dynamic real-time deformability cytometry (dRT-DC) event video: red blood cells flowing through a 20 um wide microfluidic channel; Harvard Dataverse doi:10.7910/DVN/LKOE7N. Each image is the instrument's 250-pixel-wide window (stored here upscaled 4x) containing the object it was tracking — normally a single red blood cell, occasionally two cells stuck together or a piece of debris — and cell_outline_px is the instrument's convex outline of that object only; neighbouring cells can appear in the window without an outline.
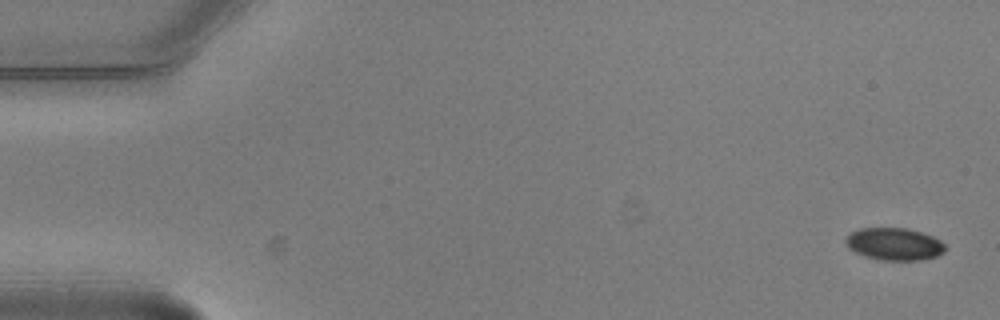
{"species": "common noctule bat (a hibernating species)", "species_latin": "Nyctalus noctula", "temperature_condition": "warm", "stored_images_in_passage": 6, "camera_frame_rate_fps": 3000, "um_per_image_px": 0.085, "animal": {"sex": "male", "body_mass_g": 20.5, "forearm_length_mm": 52.5}, "frame": {"image": 1, "passage_image": 1, "time_ms": 0.0, "image_size_px": [1000, 320], "cell_outline_px": [[944, 252], [936, 256], [920, 260], [880, 260], [864, 256], [848, 248], [844, 240], [852, 232], [860, 228], [908, 228], [932, 236], [940, 240], [944, 244]], "centroid_in_image_um": [76.0, 20.74], "position_along_channel_um": 9.0, "area_um2": 18.67}}
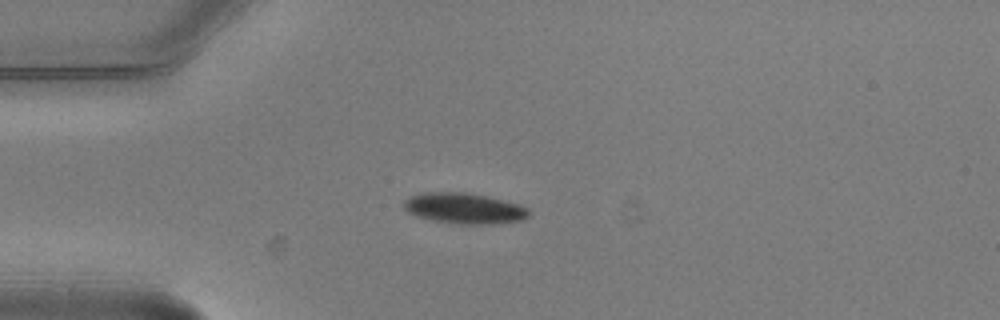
{"frame": {"image": 2, "passage_image": 5, "time_ms": 1.333, "image_size_px": [1000, 320], "cell_outline_px": [[528, 216], [524, 220], [492, 224], [460, 224], [432, 220], [416, 216], [408, 212], [404, 208], [404, 200], [412, 196], [428, 192], [464, 192], [504, 200], [520, 204], [528, 208]], "centroid_in_image_um": [39.48, 17.72], "position_along_channel_um": 45.5, "area_um2": 22.25}}
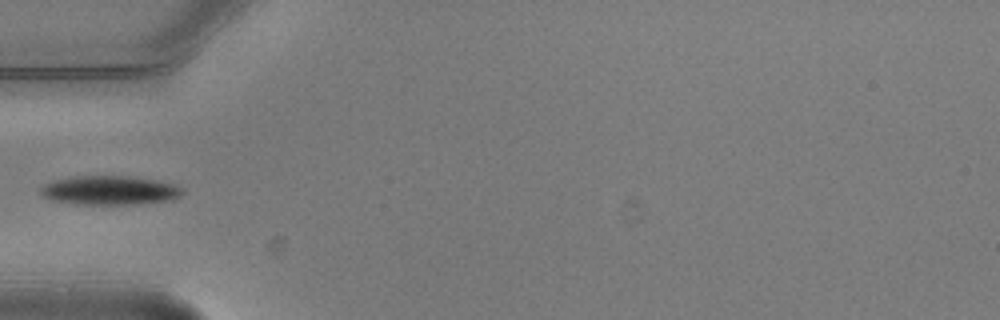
{"frame": {"image": 3, "passage_image": 6, "time_ms": 1.667, "image_size_px": [1000, 320], "cell_outline_px": [[184, 192], [180, 196], [172, 200], [140, 204], [72, 204], [48, 200], [40, 192], [40, 188], [44, 184], [52, 180], [72, 176], [128, 176], [156, 180], [176, 184], [184, 188]], "centroid_in_image_um": [9.32, 16.18], "position_along_channel_um": 75.7, "area_um2": 24.45}}